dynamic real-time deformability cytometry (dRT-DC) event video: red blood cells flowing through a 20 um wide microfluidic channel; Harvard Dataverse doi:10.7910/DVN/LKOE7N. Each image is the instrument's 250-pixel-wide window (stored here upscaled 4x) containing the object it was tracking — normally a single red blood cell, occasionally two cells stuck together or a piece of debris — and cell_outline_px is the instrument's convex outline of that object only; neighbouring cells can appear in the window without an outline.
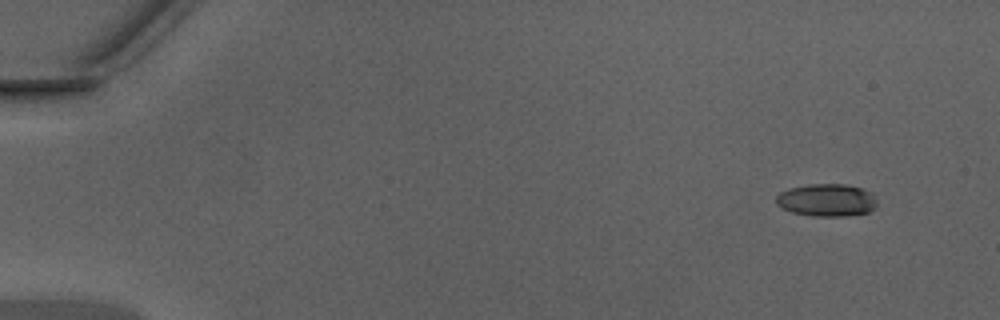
{"species": "Egyptian fruit bat (a non-hibernating species)", "species_latin": "Rousettus aegyptiacus", "temperature_condition": "warm", "stored_images_in_passage": 45, "camera_frame_rate_fps": 3000, "um_per_image_px": 0.085, "animal": {"sex": "male"}, "frame": {"image": 1, "passage_image": 1, "time_ms": 0.0, "image_size_px": [1000, 320], "cell_outline_px": [[876, 208], [868, 212], [848, 216], [812, 216], [792, 212], [780, 208], [776, 204], [776, 196], [780, 192], [788, 188], [808, 184], [848, 184], [860, 188], [868, 192], [876, 200]], "centroid_in_image_um": [70.23, 17.01], "position_along_channel_um": 14.8, "area_um2": 19.25}}
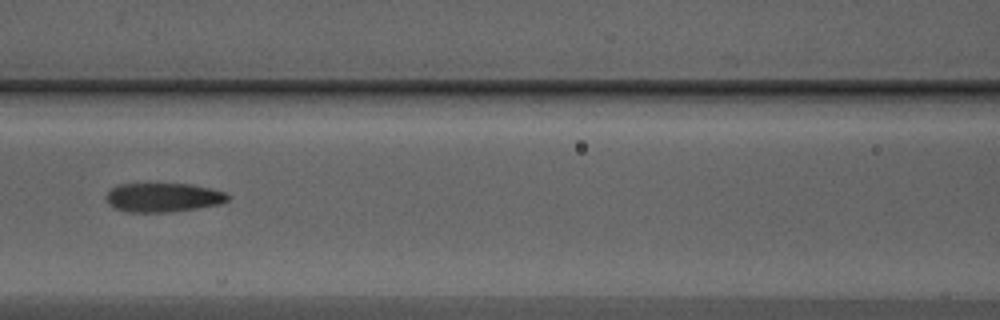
{"frame": {"image": 2, "passage_image": 20, "time_ms": 6.333, "image_size_px": [1000, 320], "cell_outline_px": [[232, 196], [228, 200], [220, 204], [196, 208], [168, 212], [124, 212], [112, 208], [108, 204], [108, 192], [112, 188], [120, 184], [192, 184], [212, 188], [224, 192]], "centroid_in_image_um": [13.89, 16.79], "position_along_channel_um": 152.7, "area_um2": 20.63}}
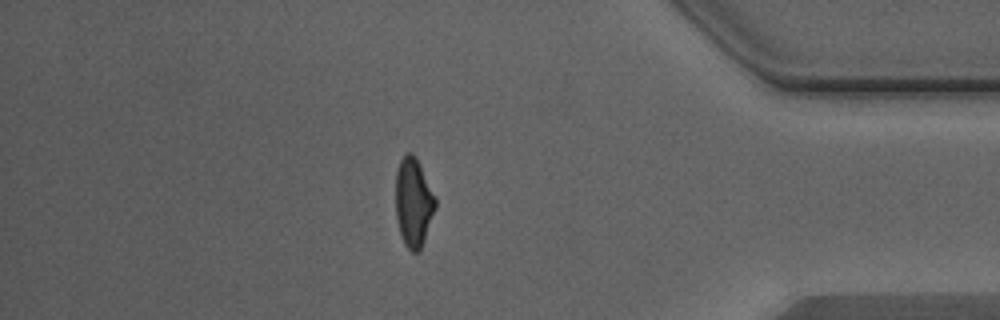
{"frame": {"image": 3, "passage_image": 39, "time_ms": 12.667, "image_size_px": [1000, 320], "cell_outline_px": [[436, 208], [420, 252], [412, 252], [404, 244], [400, 236], [396, 216], [396, 168], [400, 160], [408, 152], [412, 152], [416, 156], [436, 196]], "centroid_in_image_um": [35.15, 17.2], "position_along_channel_um": 400.0, "area_um2": 20.92}, "authors_computed_cell_mechanics": {"area_um2": 20.6346, "velocity_mm_per_s": 4.3908, "shape_relaxation_time_tau1_ms": 7.6713, "shape_relaxation_time_tau2_ms": 1.5122, "deformation_change_tau1": 0.246, "deformation_change_tau2": 0.1122}}